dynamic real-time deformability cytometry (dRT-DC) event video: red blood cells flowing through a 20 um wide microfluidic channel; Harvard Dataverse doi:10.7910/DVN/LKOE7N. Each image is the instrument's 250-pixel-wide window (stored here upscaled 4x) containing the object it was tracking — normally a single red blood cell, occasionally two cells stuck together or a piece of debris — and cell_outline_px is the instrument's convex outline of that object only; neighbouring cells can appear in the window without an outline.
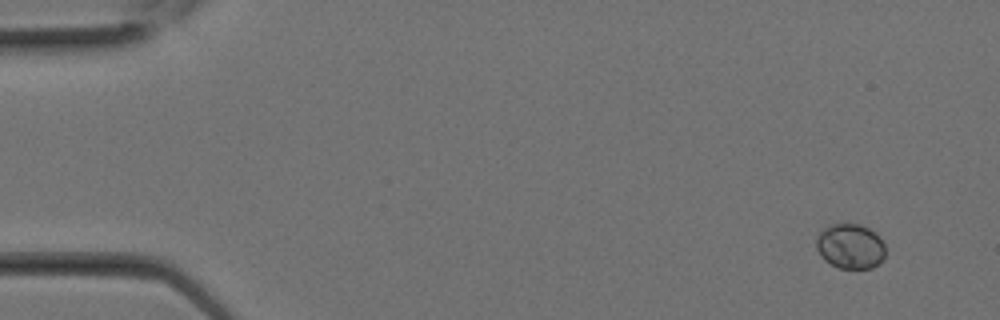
{"species": "Egyptian fruit bat (a non-hibernating species)", "species_latin": "Rousettus aegyptiacus", "temperature_condition": "room temperature", "stored_images_in_passage": 6, "camera_frame_rate_fps": 3000, "um_per_image_px": 0.085, "animal": {"sex": "female"}, "frame": {"image": 1, "passage_image": 2, "time_ms": 0.333, "image_size_px": [1000, 320], "cell_outline_px": [[884, 256], [872, 268], [840, 268], [824, 260], [820, 256], [816, 248], [816, 236], [824, 228], [832, 224], [860, 224], [876, 232], [880, 236], [884, 244]], "centroid_in_image_um": [72.26, 20.92], "position_along_channel_um": 12.7, "area_um2": 18.09}}